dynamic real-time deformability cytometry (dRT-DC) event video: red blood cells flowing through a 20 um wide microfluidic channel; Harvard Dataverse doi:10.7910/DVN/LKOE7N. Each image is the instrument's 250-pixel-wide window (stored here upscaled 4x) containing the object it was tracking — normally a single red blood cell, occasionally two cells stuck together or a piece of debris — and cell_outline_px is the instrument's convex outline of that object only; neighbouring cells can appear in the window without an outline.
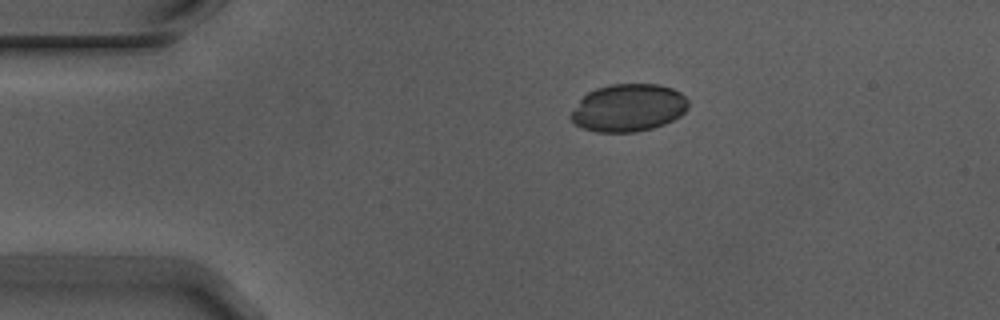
{"species": "Egyptian fruit bat (a non-hibernating species)", "species_latin": "Rousettus aegyptiacus", "temperature_condition": "warm", "stored_images_in_passage": 45, "camera_frame_rate_fps": 3000, "um_per_image_px": 0.085, "animal": {"sex": "male"}, "frame": {"image": 1, "passage_image": 1, "time_ms": 0.0, "image_size_px": [1000, 320], "cell_outline_px": [[688, 108], [680, 116], [664, 124], [652, 128], [636, 132], [596, 132], [584, 128], [576, 124], [568, 116], [580, 100], [588, 92], [596, 88], [612, 84], [660, 84], [672, 88], [680, 92], [688, 100]], "centroid_in_image_um": [53.42, 9.16], "position_along_channel_um": 31.6, "area_um2": 32.54}}
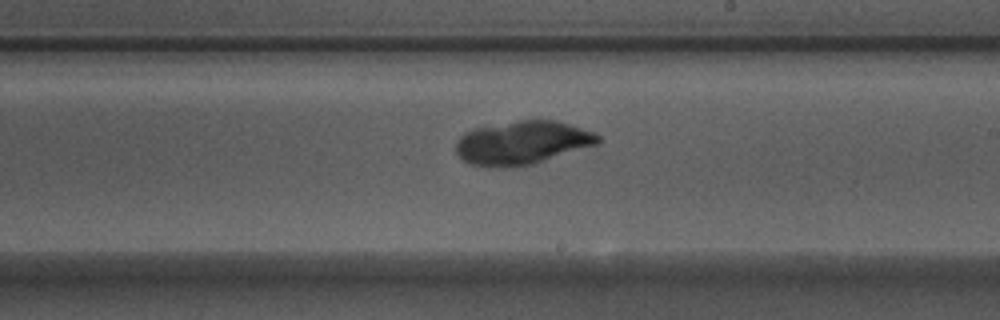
{"frame": {"image": 2, "passage_image": 22, "time_ms": 7.0, "image_size_px": [1000, 320], "cell_outline_px": [[600, 140], [596, 144], [532, 164], [504, 168], [472, 164], [464, 160], [456, 152], [456, 140], [464, 132], [472, 128], [520, 120], [556, 120], [592, 132], [600, 136]], "centroid_in_image_um": [44.34, 12.12], "position_along_channel_um": 244.7, "area_um2": 35.55}}
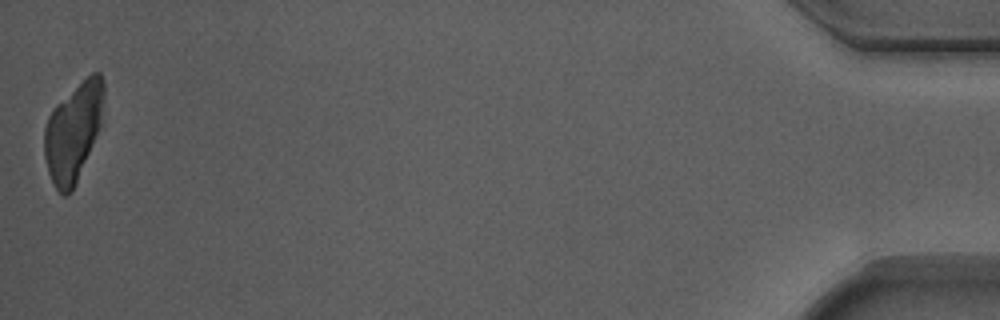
{"frame": {"image": 3, "passage_image": 45, "time_ms": 14.667, "image_size_px": [1000, 320], "cell_outline_px": [[104, 100], [100, 124], [76, 184], [64, 196], [56, 188], [48, 172], [44, 156], [44, 128], [48, 116], [56, 104], [92, 72], [100, 72], [104, 80]], "centroid_in_image_um": [6.22, 11.17], "position_along_channel_um": 429.0, "area_um2": 33.52}}